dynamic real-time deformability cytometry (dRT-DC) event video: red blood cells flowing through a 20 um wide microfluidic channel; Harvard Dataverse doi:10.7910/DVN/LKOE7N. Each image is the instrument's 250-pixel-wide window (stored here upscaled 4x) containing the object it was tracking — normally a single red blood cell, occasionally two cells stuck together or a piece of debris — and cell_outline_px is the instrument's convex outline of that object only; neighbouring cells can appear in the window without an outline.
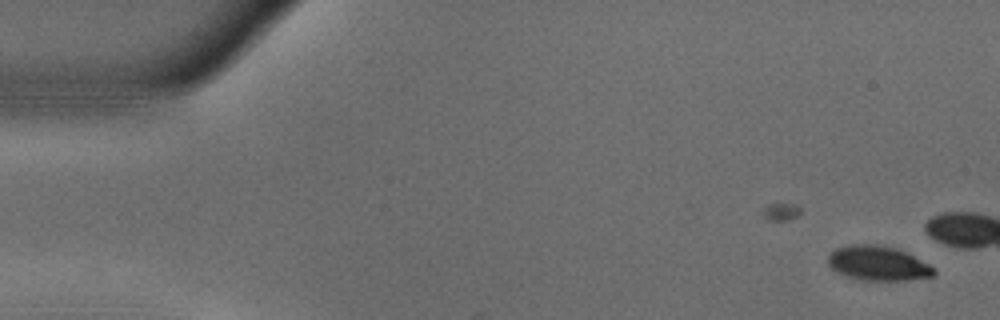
{"species": "common noctule bat (a hibernating species)", "species_latin": "Nyctalus noctula", "temperature_condition": "warm", "stored_images_in_passage": 15, "camera_frame_rate_fps": 3000, "um_per_image_px": 0.085, "animal": {"sex": "male", "body_mass_g": 18.8}, "frame": {"image": 1, "passage_image": 1, "time_ms": 0.0, "image_size_px": [1000, 320], "cell_outline_px": [[936, 272], [932, 276], [908, 280], [864, 280], [848, 276], [836, 272], [828, 264], [828, 256], [836, 248], [852, 244], [876, 244], [896, 248], [928, 264]], "centroid_in_image_um": [74.59, 22.37], "position_along_channel_um": 10.4, "area_um2": 20.98}}